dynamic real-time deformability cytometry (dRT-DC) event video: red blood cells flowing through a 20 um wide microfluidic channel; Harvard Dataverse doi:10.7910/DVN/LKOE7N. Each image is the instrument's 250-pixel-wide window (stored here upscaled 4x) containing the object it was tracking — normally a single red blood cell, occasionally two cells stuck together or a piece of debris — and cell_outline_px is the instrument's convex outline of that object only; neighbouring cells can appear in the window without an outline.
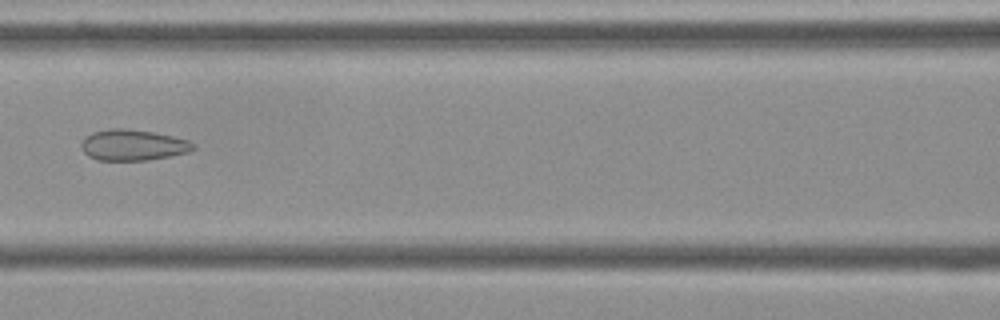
{"species": "Egyptian fruit bat (a non-hibernating species)", "species_latin": "Rousettus aegyptiacus", "temperature_condition": "cold", "stored_images_in_passage": 8, "camera_frame_rate_fps": 3000, "um_per_image_px": 0.085, "frame": {"image": 1, "passage_image": 7, "time_ms": 2.0, "image_size_px": [1000, 320], "cell_outline_px": [[196, 148], [188, 152], [172, 156], [148, 160], [96, 160], [88, 156], [80, 148], [80, 144], [84, 136], [92, 132], [112, 128], [124, 128], [152, 132], [172, 136], [188, 140], [196, 144]], "centroid_in_image_um": [11.28, 12.33], "position_along_channel_um": 155.3, "area_um2": 20.4}}